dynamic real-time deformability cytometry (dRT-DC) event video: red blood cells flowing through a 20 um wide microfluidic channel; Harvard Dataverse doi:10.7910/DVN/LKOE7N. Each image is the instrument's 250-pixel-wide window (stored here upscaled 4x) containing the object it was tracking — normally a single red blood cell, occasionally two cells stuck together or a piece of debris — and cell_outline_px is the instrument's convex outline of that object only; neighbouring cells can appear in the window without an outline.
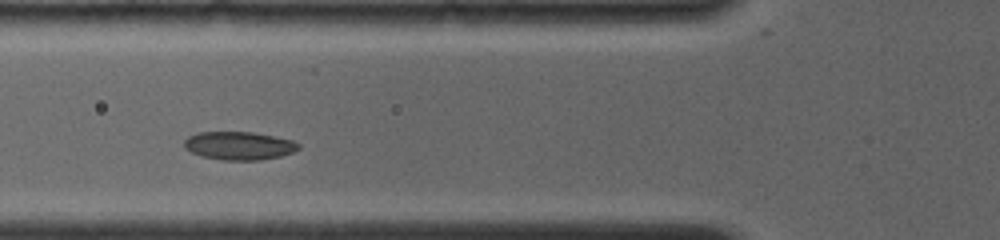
{"species": "common noctule bat (a hibernating species)", "species_latin": "Nyctalus noctula", "temperature_condition": "room temperature", "stored_images_in_passage": 7, "camera_frame_rate_fps": 4000, "um_per_image_px": 0.085, "animal": {"sex": "female", "body_mass_g": 19.0, "forearm_length_mm": 56.7}, "frame": {"image": 1, "passage_image": 2, "time_ms": 0.75, "image_size_px": [1000, 240], "cell_outline_px": [[300, 148], [292, 152], [280, 156], [260, 160], [224, 160], [200, 156], [184, 148], [184, 140], [188, 136], [196, 132], [252, 132], [276, 136], [292, 140], [300, 144]], "centroid_in_image_um": [20.31, 12.38], "position_along_channel_um": 105.5, "area_um2": 18.9}}
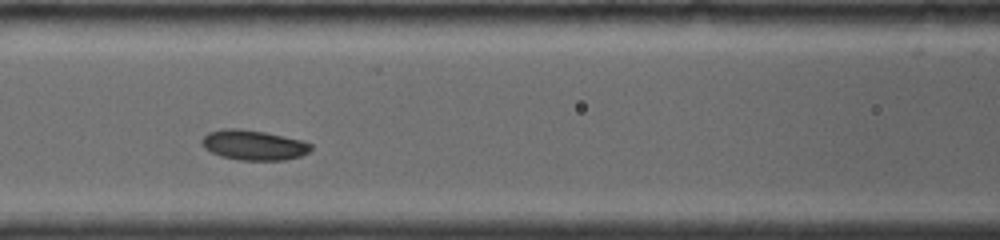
{"frame": {"image": 2, "passage_image": 4, "time_ms": 1.75, "image_size_px": [1000, 240], "cell_outline_px": [[312, 148], [308, 152], [300, 156], [284, 160], [240, 160], [220, 156], [204, 148], [200, 144], [200, 140], [208, 132], [224, 128], [240, 128], [264, 132], [304, 140], [312, 144]], "centroid_in_image_um": [21.54, 12.32], "position_along_channel_um": 145.1, "area_um2": 19.25}}
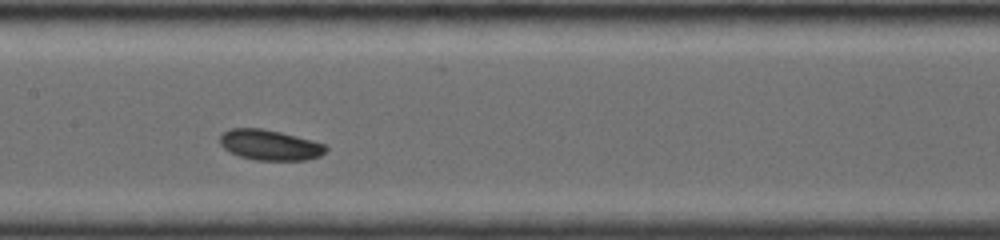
{"frame": {"image": 3, "passage_image": 6, "time_ms": 2.75, "image_size_px": [1000, 240], "cell_outline_px": [[328, 148], [320, 156], [308, 160], [256, 160], [240, 156], [224, 148], [220, 144], [220, 136], [224, 132], [232, 128], [260, 128], [280, 132], [312, 140], [324, 144]], "centroid_in_image_um": [22.95, 12.32], "position_along_channel_um": 184.5, "area_um2": 18.61}}